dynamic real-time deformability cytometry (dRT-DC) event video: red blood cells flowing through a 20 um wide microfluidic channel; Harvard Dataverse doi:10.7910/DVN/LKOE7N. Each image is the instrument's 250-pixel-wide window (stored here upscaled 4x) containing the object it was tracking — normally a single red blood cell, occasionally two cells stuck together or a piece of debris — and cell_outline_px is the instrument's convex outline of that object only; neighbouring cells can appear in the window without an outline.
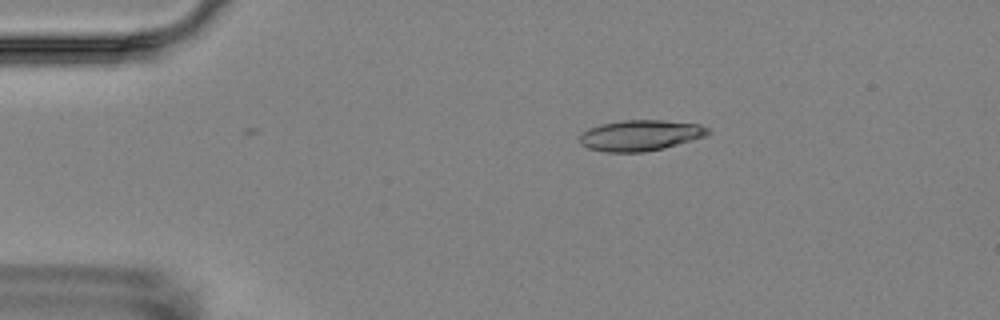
{"species": "Egyptian fruit bat (a non-hibernating species)", "species_latin": "Rousettus aegyptiacus", "temperature_condition": "room temperature", "stored_images_in_passage": 2, "camera_frame_rate_fps": 3000, "um_per_image_px": 0.085, "animal": {"sex": "female"}, "frame": {"image": 1, "passage_image": 1, "time_ms": 0.0, "image_size_px": [1000, 320], "cell_outline_px": [[712, 132], [708, 136], [664, 148], [644, 152], [608, 152], [588, 148], [580, 144], [580, 136], [588, 128], [600, 124], [624, 120], [664, 120], [700, 124], [708, 128]], "centroid_in_image_um": [54.48, 11.5], "position_along_channel_um": 30.5, "area_um2": 23.18}}